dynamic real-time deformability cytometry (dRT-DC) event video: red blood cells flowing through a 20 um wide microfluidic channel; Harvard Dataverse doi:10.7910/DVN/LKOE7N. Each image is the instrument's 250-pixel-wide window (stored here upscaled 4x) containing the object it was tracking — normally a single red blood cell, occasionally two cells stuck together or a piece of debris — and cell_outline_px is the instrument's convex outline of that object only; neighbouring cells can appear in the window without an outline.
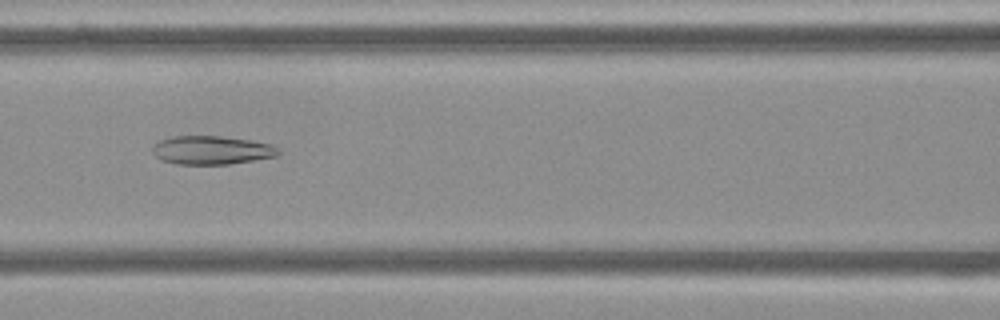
{"species": "Egyptian fruit bat (a non-hibernating species)", "species_latin": "Rousettus aegyptiacus", "temperature_condition": "cold", "stored_images_in_passage": 54, "camera_frame_rate_fps": 3000, "um_per_image_px": 0.085, "frame": {"image": 1, "passage_image": 23, "time_ms": 7.333, "image_size_px": [1000, 320], "cell_outline_px": [[280, 152], [276, 156], [228, 164], [176, 164], [160, 160], [152, 152], [152, 144], [160, 140], [172, 136], [220, 136], [252, 140], [272, 144]], "centroid_in_image_um": [17.94, 12.75], "position_along_channel_um": 148.7, "area_um2": 20.98}}
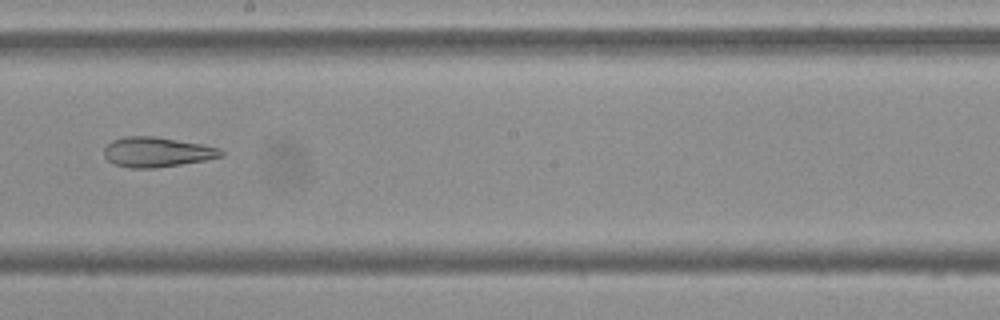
{"frame": {"image": 2, "passage_image": 30, "time_ms": 9.667, "image_size_px": [1000, 320], "cell_outline_px": [[224, 156], [204, 160], [156, 168], [128, 168], [112, 164], [104, 156], [104, 148], [112, 140], [124, 136], [156, 136], [204, 144], [220, 148], [224, 152]], "centroid_in_image_um": [13.33, 12.92], "position_along_channel_um": 234.9, "area_um2": 20.63}}
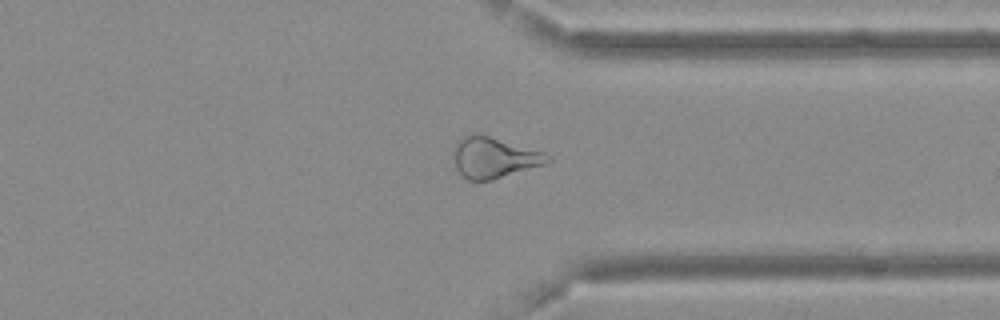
{"frame": {"image": 3, "passage_image": 41, "time_ms": 13.333, "image_size_px": [1000, 320], "cell_outline_px": [[552, 160], [544, 164], [492, 180], [468, 180], [456, 168], [452, 156], [452, 148], [464, 136], [476, 132], [544, 152], [552, 156]], "centroid_in_image_um": [41.97, 13.38], "position_along_channel_um": 369.4, "area_um2": 22.37}}